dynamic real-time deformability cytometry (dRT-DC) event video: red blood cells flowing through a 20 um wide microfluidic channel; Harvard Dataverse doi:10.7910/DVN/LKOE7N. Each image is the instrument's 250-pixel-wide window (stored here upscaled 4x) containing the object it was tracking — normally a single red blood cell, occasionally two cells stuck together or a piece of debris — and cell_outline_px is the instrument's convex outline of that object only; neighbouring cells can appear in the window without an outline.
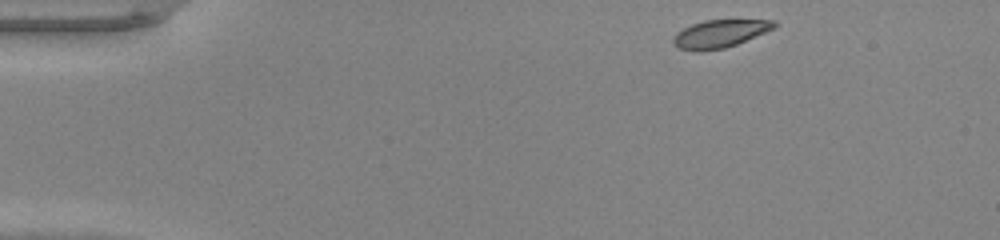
{"species": "common noctule bat (a hibernating species)", "species_latin": "Nyctalus noctula", "temperature_condition": "warm", "stored_images_in_passage": 42, "camera_frame_rate_fps": 3000, "um_per_image_px": 0.085, "animal": {"sex": "male", "body_mass_g": 20.0, "forearm_length_mm": 53.3}, "frame": {"image": 1, "passage_image": 1, "time_ms": 0.0, "image_size_px": [1000, 240], "cell_outline_px": [[776, 28], [736, 44], [724, 48], [700, 52], [696, 52], [676, 48], [672, 44], [672, 36], [676, 32], [692, 24], [704, 20], [776, 20]], "centroid_in_image_um": [61.13, 2.88], "position_along_channel_um": 23.9, "area_um2": 16.59}}
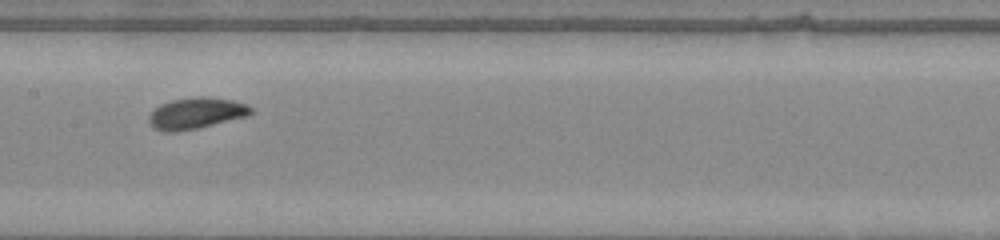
{"frame": {"image": 2, "passage_image": 19, "time_ms": 6.0, "image_size_px": [1000, 240], "cell_outline_px": [[252, 112], [248, 116], [196, 128], [176, 132], [164, 132], [152, 128], [148, 120], [148, 116], [160, 104], [172, 100], [196, 96], [204, 96], [232, 100], [248, 104], [252, 108]], "centroid_in_image_um": [16.65, 9.62], "position_along_channel_um": 190.7, "area_um2": 18.61}}
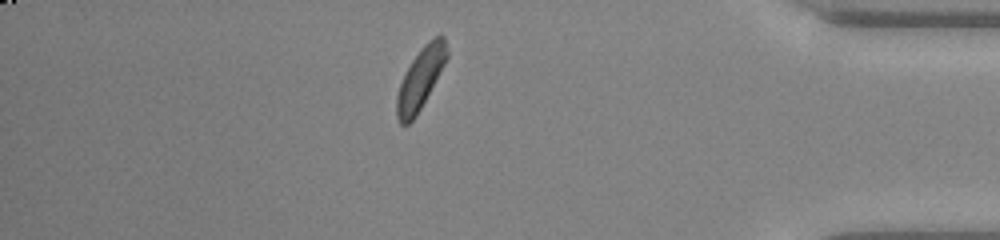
{"frame": {"image": 3, "passage_image": 36, "time_ms": 11.667, "image_size_px": [1000, 240], "cell_outline_px": [[448, 56], [444, 64], [416, 116], [408, 124], [400, 124], [396, 116], [396, 96], [400, 84], [412, 60], [420, 48], [428, 40], [440, 32], [444, 36], [448, 52]], "centroid_in_image_um": [35.74, 6.64], "position_along_channel_um": 399.5, "area_um2": 17.63}, "authors_computed_cell_mechanics": {"area_um2": 17.6579, "velocity_mm_per_s": 4.2739, "shape_relaxation_time_tau1_ms": 2.7355, "shape_relaxation_time_tau2_ms": null, "deformation_change_tau1": 0.1431, "deformation_change_tau2": null}}